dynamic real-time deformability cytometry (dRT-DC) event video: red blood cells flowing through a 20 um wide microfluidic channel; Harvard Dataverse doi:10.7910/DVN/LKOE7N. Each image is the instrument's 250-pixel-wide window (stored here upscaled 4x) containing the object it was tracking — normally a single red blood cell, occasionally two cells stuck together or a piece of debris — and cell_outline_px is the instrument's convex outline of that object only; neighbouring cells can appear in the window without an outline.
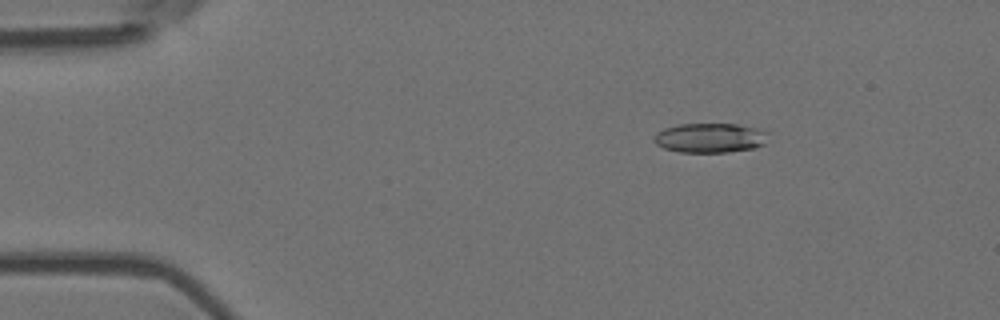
{"species": "Egyptian fruit bat (a non-hibernating species)", "species_latin": "Rousettus aegyptiacus", "temperature_condition": "room temperature", "stored_images_in_passage": 5, "camera_frame_rate_fps": 3000, "um_per_image_px": 0.085, "animal": {"sex": "female"}, "frame": {"image": 1, "passage_image": 3, "time_ms": 0.667, "image_size_px": [1000, 320], "cell_outline_px": [[768, 132], [764, 144], [752, 148], [728, 152], [680, 152], [664, 148], [656, 144], [652, 140], [656, 132], [664, 128], [676, 124], [736, 124], [764, 128]], "centroid_in_image_um": [60.35, 11.7], "position_along_channel_um": 24.7, "area_um2": 19.88}}